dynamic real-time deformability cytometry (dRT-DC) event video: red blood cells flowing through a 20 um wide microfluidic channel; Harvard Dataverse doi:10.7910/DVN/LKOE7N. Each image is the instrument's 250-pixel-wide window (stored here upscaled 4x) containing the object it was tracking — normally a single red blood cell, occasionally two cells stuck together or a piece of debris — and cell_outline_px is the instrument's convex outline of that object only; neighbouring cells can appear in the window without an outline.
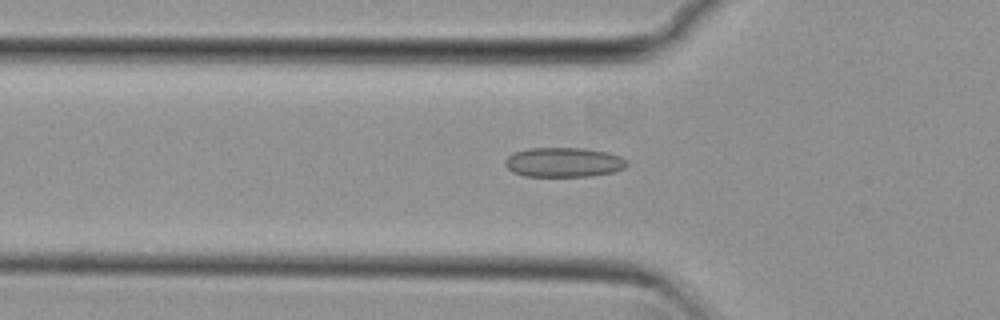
{"species": "common noctule bat (a hibernating species)", "species_latin": "Nyctalus noctula", "temperature_condition": "cold", "stored_images_in_passage": 47, "camera_frame_rate_fps": 3000, "um_per_image_px": 0.085, "animal": {"sex": "female", "body_mass_g": 29.2, "forearm_length_mm": 56.3}, "frame": {"image": 1, "passage_image": 11, "time_ms": 3.333, "image_size_px": [1000, 320], "cell_outline_px": [[628, 164], [624, 168], [616, 172], [588, 176], [524, 176], [512, 172], [504, 164], [504, 160], [508, 156], [516, 152], [528, 148], [584, 148], [608, 152], [620, 156]], "centroid_in_image_um": [47.91, 13.79], "position_along_channel_um": 77.9, "area_um2": 21.04}}
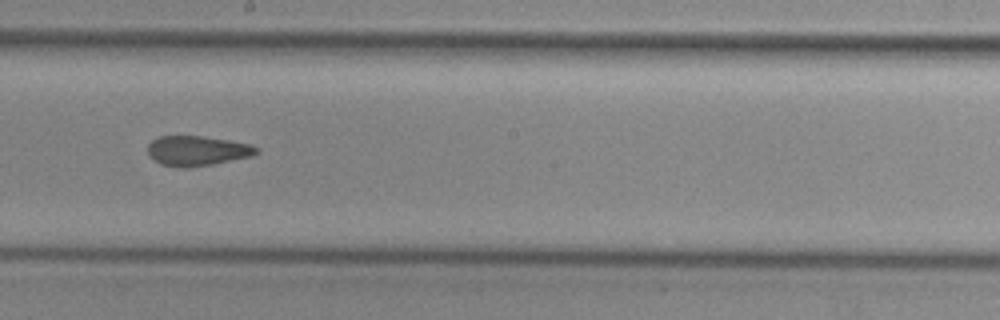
{"frame": {"image": 2, "passage_image": 23, "time_ms": 7.333, "image_size_px": [1000, 320], "cell_outline_px": [[260, 152], [252, 156], [212, 164], [188, 168], [176, 168], [160, 164], [148, 152], [148, 144], [152, 140], [160, 136], [200, 136], [228, 140], [248, 144], [260, 148]], "centroid_in_image_um": [16.77, 12.82], "position_along_channel_um": 231.4, "area_um2": 18.9}}
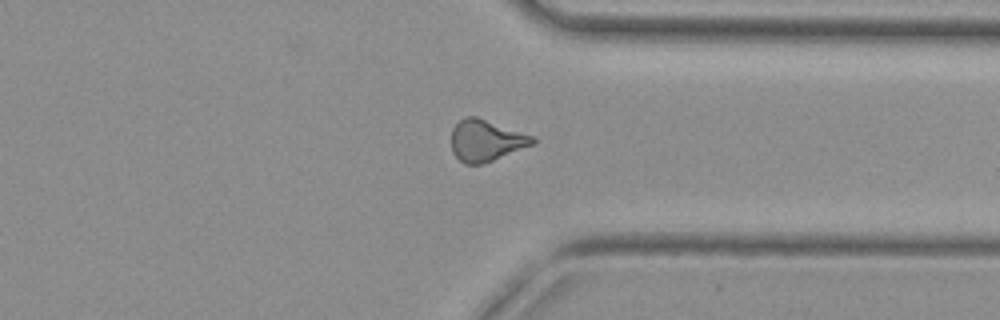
{"frame": {"image": 3, "passage_image": 34, "time_ms": 11.0, "image_size_px": [1000, 320], "cell_outline_px": [[536, 140], [532, 144], [492, 160], [480, 164], [464, 164], [452, 152], [452, 128], [464, 116], [476, 116], [536, 136]], "centroid_in_image_um": [41.3, 11.92], "position_along_channel_um": 370.1, "area_um2": 19.48}, "authors_computed_cell_mechanics": {"area_um2": 19.4786, "velocity_mm_per_s": 3.824, "shape_relaxation_time_tau1_ms": null, "shape_relaxation_time_tau2_ms": 2.7307, "deformation_change_tau1": null, "deformation_change_tau2": 0.0967}}